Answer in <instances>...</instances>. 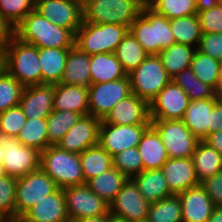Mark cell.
<instances>
[{"label":"cell","mask_w":222,"mask_h":222,"mask_svg":"<svg viewBox=\"0 0 222 222\" xmlns=\"http://www.w3.org/2000/svg\"><path fill=\"white\" fill-rule=\"evenodd\" d=\"M147 220L149 222H182V207L178 195L150 203Z\"/></svg>","instance_id":"f35d334b"},{"label":"cell","mask_w":222,"mask_h":222,"mask_svg":"<svg viewBox=\"0 0 222 222\" xmlns=\"http://www.w3.org/2000/svg\"><path fill=\"white\" fill-rule=\"evenodd\" d=\"M221 0H196L197 11L209 10L216 5H220Z\"/></svg>","instance_id":"db71d44e"},{"label":"cell","mask_w":222,"mask_h":222,"mask_svg":"<svg viewBox=\"0 0 222 222\" xmlns=\"http://www.w3.org/2000/svg\"><path fill=\"white\" fill-rule=\"evenodd\" d=\"M85 182L113 168L112 156L99 144L80 153Z\"/></svg>","instance_id":"d6a6232c"},{"label":"cell","mask_w":222,"mask_h":222,"mask_svg":"<svg viewBox=\"0 0 222 222\" xmlns=\"http://www.w3.org/2000/svg\"><path fill=\"white\" fill-rule=\"evenodd\" d=\"M5 222H23L20 218H8Z\"/></svg>","instance_id":"94428289"},{"label":"cell","mask_w":222,"mask_h":222,"mask_svg":"<svg viewBox=\"0 0 222 222\" xmlns=\"http://www.w3.org/2000/svg\"><path fill=\"white\" fill-rule=\"evenodd\" d=\"M15 37L38 48H72L75 34L57 26L35 9L14 28Z\"/></svg>","instance_id":"6da1fadb"},{"label":"cell","mask_w":222,"mask_h":222,"mask_svg":"<svg viewBox=\"0 0 222 222\" xmlns=\"http://www.w3.org/2000/svg\"><path fill=\"white\" fill-rule=\"evenodd\" d=\"M91 84L110 82L127 75L114 53L90 55Z\"/></svg>","instance_id":"f1b7e54d"},{"label":"cell","mask_w":222,"mask_h":222,"mask_svg":"<svg viewBox=\"0 0 222 222\" xmlns=\"http://www.w3.org/2000/svg\"><path fill=\"white\" fill-rule=\"evenodd\" d=\"M75 222H108V214H103L100 216H93L88 218H81Z\"/></svg>","instance_id":"11a10c76"},{"label":"cell","mask_w":222,"mask_h":222,"mask_svg":"<svg viewBox=\"0 0 222 222\" xmlns=\"http://www.w3.org/2000/svg\"><path fill=\"white\" fill-rule=\"evenodd\" d=\"M23 89L14 77L0 68V113L19 105Z\"/></svg>","instance_id":"b9f144b4"},{"label":"cell","mask_w":222,"mask_h":222,"mask_svg":"<svg viewBox=\"0 0 222 222\" xmlns=\"http://www.w3.org/2000/svg\"><path fill=\"white\" fill-rule=\"evenodd\" d=\"M2 67L23 87L42 84L38 47L15 36L2 54Z\"/></svg>","instance_id":"3957f363"},{"label":"cell","mask_w":222,"mask_h":222,"mask_svg":"<svg viewBox=\"0 0 222 222\" xmlns=\"http://www.w3.org/2000/svg\"><path fill=\"white\" fill-rule=\"evenodd\" d=\"M8 218L0 212V222H5Z\"/></svg>","instance_id":"6125c7cd"},{"label":"cell","mask_w":222,"mask_h":222,"mask_svg":"<svg viewBox=\"0 0 222 222\" xmlns=\"http://www.w3.org/2000/svg\"><path fill=\"white\" fill-rule=\"evenodd\" d=\"M191 158L200 183L222 171V154L203 141L198 142Z\"/></svg>","instance_id":"4dcf8cb0"},{"label":"cell","mask_w":222,"mask_h":222,"mask_svg":"<svg viewBox=\"0 0 222 222\" xmlns=\"http://www.w3.org/2000/svg\"><path fill=\"white\" fill-rule=\"evenodd\" d=\"M128 76L132 93L148 103L171 81L158 55H148Z\"/></svg>","instance_id":"52a82bcc"},{"label":"cell","mask_w":222,"mask_h":222,"mask_svg":"<svg viewBox=\"0 0 222 222\" xmlns=\"http://www.w3.org/2000/svg\"><path fill=\"white\" fill-rule=\"evenodd\" d=\"M151 125L160 134L168 158L192 157L199 140L182 119L151 120Z\"/></svg>","instance_id":"9c48e42d"},{"label":"cell","mask_w":222,"mask_h":222,"mask_svg":"<svg viewBox=\"0 0 222 222\" xmlns=\"http://www.w3.org/2000/svg\"><path fill=\"white\" fill-rule=\"evenodd\" d=\"M145 5L144 0H87L82 5V22L130 28Z\"/></svg>","instance_id":"277c9868"},{"label":"cell","mask_w":222,"mask_h":222,"mask_svg":"<svg viewBox=\"0 0 222 222\" xmlns=\"http://www.w3.org/2000/svg\"><path fill=\"white\" fill-rule=\"evenodd\" d=\"M54 85L38 84L24 87L19 106L27 118H47L54 110Z\"/></svg>","instance_id":"d6986e66"},{"label":"cell","mask_w":222,"mask_h":222,"mask_svg":"<svg viewBox=\"0 0 222 222\" xmlns=\"http://www.w3.org/2000/svg\"><path fill=\"white\" fill-rule=\"evenodd\" d=\"M3 155H4V151H3V149L0 146V162H3V159H4Z\"/></svg>","instance_id":"be15d7a7"},{"label":"cell","mask_w":222,"mask_h":222,"mask_svg":"<svg viewBox=\"0 0 222 222\" xmlns=\"http://www.w3.org/2000/svg\"><path fill=\"white\" fill-rule=\"evenodd\" d=\"M216 94L219 97L222 95V65L220 67L219 85L217 87Z\"/></svg>","instance_id":"6f0895ef"},{"label":"cell","mask_w":222,"mask_h":222,"mask_svg":"<svg viewBox=\"0 0 222 222\" xmlns=\"http://www.w3.org/2000/svg\"><path fill=\"white\" fill-rule=\"evenodd\" d=\"M14 26L10 24L5 18L0 14V53L3 54L7 45L11 42L12 38L15 36Z\"/></svg>","instance_id":"f907efd6"},{"label":"cell","mask_w":222,"mask_h":222,"mask_svg":"<svg viewBox=\"0 0 222 222\" xmlns=\"http://www.w3.org/2000/svg\"><path fill=\"white\" fill-rule=\"evenodd\" d=\"M36 0H0V14L16 27L24 17L35 9Z\"/></svg>","instance_id":"ee69618b"},{"label":"cell","mask_w":222,"mask_h":222,"mask_svg":"<svg viewBox=\"0 0 222 222\" xmlns=\"http://www.w3.org/2000/svg\"><path fill=\"white\" fill-rule=\"evenodd\" d=\"M222 130V99L220 98L211 110L210 133Z\"/></svg>","instance_id":"816d5d0a"},{"label":"cell","mask_w":222,"mask_h":222,"mask_svg":"<svg viewBox=\"0 0 222 222\" xmlns=\"http://www.w3.org/2000/svg\"><path fill=\"white\" fill-rule=\"evenodd\" d=\"M35 10L59 27L74 34L82 24V5L75 0H36Z\"/></svg>","instance_id":"2e32d148"},{"label":"cell","mask_w":222,"mask_h":222,"mask_svg":"<svg viewBox=\"0 0 222 222\" xmlns=\"http://www.w3.org/2000/svg\"><path fill=\"white\" fill-rule=\"evenodd\" d=\"M201 31L207 33H222V5H216L205 11H197Z\"/></svg>","instance_id":"7dc6e473"},{"label":"cell","mask_w":222,"mask_h":222,"mask_svg":"<svg viewBox=\"0 0 222 222\" xmlns=\"http://www.w3.org/2000/svg\"><path fill=\"white\" fill-rule=\"evenodd\" d=\"M131 93L128 74L115 81L91 84L88 87L89 115L103 120L121 99Z\"/></svg>","instance_id":"30bf717a"},{"label":"cell","mask_w":222,"mask_h":222,"mask_svg":"<svg viewBox=\"0 0 222 222\" xmlns=\"http://www.w3.org/2000/svg\"><path fill=\"white\" fill-rule=\"evenodd\" d=\"M89 87L91 85L90 55L76 46L69 49L61 82Z\"/></svg>","instance_id":"83f0119b"},{"label":"cell","mask_w":222,"mask_h":222,"mask_svg":"<svg viewBox=\"0 0 222 222\" xmlns=\"http://www.w3.org/2000/svg\"><path fill=\"white\" fill-rule=\"evenodd\" d=\"M40 168L60 189L86 184L80 154L65 151L57 145H50L40 153Z\"/></svg>","instance_id":"5b68a950"},{"label":"cell","mask_w":222,"mask_h":222,"mask_svg":"<svg viewBox=\"0 0 222 222\" xmlns=\"http://www.w3.org/2000/svg\"><path fill=\"white\" fill-rule=\"evenodd\" d=\"M6 171L3 165V162H0V177L6 176Z\"/></svg>","instance_id":"91938a15"},{"label":"cell","mask_w":222,"mask_h":222,"mask_svg":"<svg viewBox=\"0 0 222 222\" xmlns=\"http://www.w3.org/2000/svg\"><path fill=\"white\" fill-rule=\"evenodd\" d=\"M170 28L176 43L191 47L199 44L203 34L197 14L170 20Z\"/></svg>","instance_id":"d590c367"},{"label":"cell","mask_w":222,"mask_h":222,"mask_svg":"<svg viewBox=\"0 0 222 222\" xmlns=\"http://www.w3.org/2000/svg\"><path fill=\"white\" fill-rule=\"evenodd\" d=\"M23 222H70L63 189L34 204L21 218Z\"/></svg>","instance_id":"ffe728a7"},{"label":"cell","mask_w":222,"mask_h":222,"mask_svg":"<svg viewBox=\"0 0 222 222\" xmlns=\"http://www.w3.org/2000/svg\"><path fill=\"white\" fill-rule=\"evenodd\" d=\"M196 51L191 46L175 43L161 51L158 56L162 65L172 78L183 69L189 68Z\"/></svg>","instance_id":"1f68e13d"},{"label":"cell","mask_w":222,"mask_h":222,"mask_svg":"<svg viewBox=\"0 0 222 222\" xmlns=\"http://www.w3.org/2000/svg\"><path fill=\"white\" fill-rule=\"evenodd\" d=\"M129 31L148 55H158L176 43L170 28V20L156 13L147 4L130 25Z\"/></svg>","instance_id":"7a4b0ae2"},{"label":"cell","mask_w":222,"mask_h":222,"mask_svg":"<svg viewBox=\"0 0 222 222\" xmlns=\"http://www.w3.org/2000/svg\"><path fill=\"white\" fill-rule=\"evenodd\" d=\"M101 120L84 115L60 139L57 146L65 151L80 154L86 149L98 145Z\"/></svg>","instance_id":"e0dca14e"},{"label":"cell","mask_w":222,"mask_h":222,"mask_svg":"<svg viewBox=\"0 0 222 222\" xmlns=\"http://www.w3.org/2000/svg\"><path fill=\"white\" fill-rule=\"evenodd\" d=\"M202 141L222 154V130L209 133Z\"/></svg>","instance_id":"f5cc1de1"},{"label":"cell","mask_w":222,"mask_h":222,"mask_svg":"<svg viewBox=\"0 0 222 222\" xmlns=\"http://www.w3.org/2000/svg\"><path fill=\"white\" fill-rule=\"evenodd\" d=\"M143 162V170L161 169L169 159L160 134L150 125L137 146Z\"/></svg>","instance_id":"d4e9b609"},{"label":"cell","mask_w":222,"mask_h":222,"mask_svg":"<svg viewBox=\"0 0 222 222\" xmlns=\"http://www.w3.org/2000/svg\"><path fill=\"white\" fill-rule=\"evenodd\" d=\"M219 96L210 99H198L190 101L185 111L183 122L192 134L202 141L209 133L211 126V110Z\"/></svg>","instance_id":"cb8c5ba5"},{"label":"cell","mask_w":222,"mask_h":222,"mask_svg":"<svg viewBox=\"0 0 222 222\" xmlns=\"http://www.w3.org/2000/svg\"><path fill=\"white\" fill-rule=\"evenodd\" d=\"M201 185L215 206H222V171L206 178Z\"/></svg>","instance_id":"681fc988"},{"label":"cell","mask_w":222,"mask_h":222,"mask_svg":"<svg viewBox=\"0 0 222 222\" xmlns=\"http://www.w3.org/2000/svg\"><path fill=\"white\" fill-rule=\"evenodd\" d=\"M221 65V62L196 49L190 68L197 79L217 90Z\"/></svg>","instance_id":"74e56055"},{"label":"cell","mask_w":222,"mask_h":222,"mask_svg":"<svg viewBox=\"0 0 222 222\" xmlns=\"http://www.w3.org/2000/svg\"><path fill=\"white\" fill-rule=\"evenodd\" d=\"M69 49L71 48H38L42 84L55 85L61 82Z\"/></svg>","instance_id":"4316f807"},{"label":"cell","mask_w":222,"mask_h":222,"mask_svg":"<svg viewBox=\"0 0 222 222\" xmlns=\"http://www.w3.org/2000/svg\"><path fill=\"white\" fill-rule=\"evenodd\" d=\"M171 80L185 91L190 101L210 99L217 96L216 90L197 79L190 67L183 69L172 77Z\"/></svg>","instance_id":"8d00e7d4"},{"label":"cell","mask_w":222,"mask_h":222,"mask_svg":"<svg viewBox=\"0 0 222 222\" xmlns=\"http://www.w3.org/2000/svg\"><path fill=\"white\" fill-rule=\"evenodd\" d=\"M147 5L169 20L197 14L196 0H151Z\"/></svg>","instance_id":"60d3db41"},{"label":"cell","mask_w":222,"mask_h":222,"mask_svg":"<svg viewBox=\"0 0 222 222\" xmlns=\"http://www.w3.org/2000/svg\"><path fill=\"white\" fill-rule=\"evenodd\" d=\"M151 124L115 125L100 123L98 144L111 156L137 147L143 133Z\"/></svg>","instance_id":"4fadbf2b"},{"label":"cell","mask_w":222,"mask_h":222,"mask_svg":"<svg viewBox=\"0 0 222 222\" xmlns=\"http://www.w3.org/2000/svg\"><path fill=\"white\" fill-rule=\"evenodd\" d=\"M128 31L124 25L82 22L75 33V46L88 55L114 53Z\"/></svg>","instance_id":"8992f818"},{"label":"cell","mask_w":222,"mask_h":222,"mask_svg":"<svg viewBox=\"0 0 222 222\" xmlns=\"http://www.w3.org/2000/svg\"><path fill=\"white\" fill-rule=\"evenodd\" d=\"M145 4H148L151 0H144Z\"/></svg>","instance_id":"003e7915"},{"label":"cell","mask_w":222,"mask_h":222,"mask_svg":"<svg viewBox=\"0 0 222 222\" xmlns=\"http://www.w3.org/2000/svg\"><path fill=\"white\" fill-rule=\"evenodd\" d=\"M196 49L222 63V33L202 34Z\"/></svg>","instance_id":"c3c4849f"},{"label":"cell","mask_w":222,"mask_h":222,"mask_svg":"<svg viewBox=\"0 0 222 222\" xmlns=\"http://www.w3.org/2000/svg\"><path fill=\"white\" fill-rule=\"evenodd\" d=\"M70 222L81 218L109 214V204L90 190L87 184L63 189Z\"/></svg>","instance_id":"7c38bea8"},{"label":"cell","mask_w":222,"mask_h":222,"mask_svg":"<svg viewBox=\"0 0 222 222\" xmlns=\"http://www.w3.org/2000/svg\"><path fill=\"white\" fill-rule=\"evenodd\" d=\"M56 183L40 167L16 181L15 218H21L34 204L54 193Z\"/></svg>","instance_id":"ba28073f"},{"label":"cell","mask_w":222,"mask_h":222,"mask_svg":"<svg viewBox=\"0 0 222 222\" xmlns=\"http://www.w3.org/2000/svg\"><path fill=\"white\" fill-rule=\"evenodd\" d=\"M101 123L115 125L151 124L149 103L131 93L121 99L107 116L101 120Z\"/></svg>","instance_id":"ac0fdd59"},{"label":"cell","mask_w":222,"mask_h":222,"mask_svg":"<svg viewBox=\"0 0 222 222\" xmlns=\"http://www.w3.org/2000/svg\"><path fill=\"white\" fill-rule=\"evenodd\" d=\"M207 222H222V206H215L213 213Z\"/></svg>","instance_id":"9f6ffc18"},{"label":"cell","mask_w":222,"mask_h":222,"mask_svg":"<svg viewBox=\"0 0 222 222\" xmlns=\"http://www.w3.org/2000/svg\"><path fill=\"white\" fill-rule=\"evenodd\" d=\"M182 207V222H207L214 210V203L199 184L178 194Z\"/></svg>","instance_id":"44dd1931"},{"label":"cell","mask_w":222,"mask_h":222,"mask_svg":"<svg viewBox=\"0 0 222 222\" xmlns=\"http://www.w3.org/2000/svg\"><path fill=\"white\" fill-rule=\"evenodd\" d=\"M16 181L8 175L0 177V212L7 218H15Z\"/></svg>","instance_id":"bcb514c9"},{"label":"cell","mask_w":222,"mask_h":222,"mask_svg":"<svg viewBox=\"0 0 222 222\" xmlns=\"http://www.w3.org/2000/svg\"><path fill=\"white\" fill-rule=\"evenodd\" d=\"M134 222H149V221L146 218V219H142V220H138V221H134Z\"/></svg>","instance_id":"03108f58"},{"label":"cell","mask_w":222,"mask_h":222,"mask_svg":"<svg viewBox=\"0 0 222 222\" xmlns=\"http://www.w3.org/2000/svg\"><path fill=\"white\" fill-rule=\"evenodd\" d=\"M149 205L150 203L139 192L134 181L128 179L109 204V213L128 222H134L147 218Z\"/></svg>","instance_id":"9a60e30c"},{"label":"cell","mask_w":222,"mask_h":222,"mask_svg":"<svg viewBox=\"0 0 222 222\" xmlns=\"http://www.w3.org/2000/svg\"><path fill=\"white\" fill-rule=\"evenodd\" d=\"M0 146L4 151L3 165L11 177H23L40 167V152L19 142L16 137L0 135Z\"/></svg>","instance_id":"8fae6325"},{"label":"cell","mask_w":222,"mask_h":222,"mask_svg":"<svg viewBox=\"0 0 222 222\" xmlns=\"http://www.w3.org/2000/svg\"><path fill=\"white\" fill-rule=\"evenodd\" d=\"M128 178L116 168L92 177L86 182L92 192L110 204L121 191Z\"/></svg>","instance_id":"f546056e"},{"label":"cell","mask_w":222,"mask_h":222,"mask_svg":"<svg viewBox=\"0 0 222 222\" xmlns=\"http://www.w3.org/2000/svg\"><path fill=\"white\" fill-rule=\"evenodd\" d=\"M168 187L174 195L201 184L196 176L193 160L189 158H169L161 167Z\"/></svg>","instance_id":"7402d4cb"},{"label":"cell","mask_w":222,"mask_h":222,"mask_svg":"<svg viewBox=\"0 0 222 222\" xmlns=\"http://www.w3.org/2000/svg\"><path fill=\"white\" fill-rule=\"evenodd\" d=\"M113 167L128 179L143 171V162L138 148H129L112 156Z\"/></svg>","instance_id":"7bdbcfd3"},{"label":"cell","mask_w":222,"mask_h":222,"mask_svg":"<svg viewBox=\"0 0 222 222\" xmlns=\"http://www.w3.org/2000/svg\"><path fill=\"white\" fill-rule=\"evenodd\" d=\"M0 63H2V54L0 53Z\"/></svg>","instance_id":"a7ac6f4b"},{"label":"cell","mask_w":222,"mask_h":222,"mask_svg":"<svg viewBox=\"0 0 222 222\" xmlns=\"http://www.w3.org/2000/svg\"><path fill=\"white\" fill-rule=\"evenodd\" d=\"M82 115L68 110H53L46 118L47 135L50 145H57L60 139L77 123Z\"/></svg>","instance_id":"ab89813d"},{"label":"cell","mask_w":222,"mask_h":222,"mask_svg":"<svg viewBox=\"0 0 222 222\" xmlns=\"http://www.w3.org/2000/svg\"><path fill=\"white\" fill-rule=\"evenodd\" d=\"M88 87L58 83L54 85V110L89 114Z\"/></svg>","instance_id":"603a6c76"},{"label":"cell","mask_w":222,"mask_h":222,"mask_svg":"<svg viewBox=\"0 0 222 222\" xmlns=\"http://www.w3.org/2000/svg\"><path fill=\"white\" fill-rule=\"evenodd\" d=\"M108 222H128L124 220L123 218L108 214Z\"/></svg>","instance_id":"680465c9"},{"label":"cell","mask_w":222,"mask_h":222,"mask_svg":"<svg viewBox=\"0 0 222 222\" xmlns=\"http://www.w3.org/2000/svg\"><path fill=\"white\" fill-rule=\"evenodd\" d=\"M26 120L19 105L0 113V135L17 137Z\"/></svg>","instance_id":"f6af8a7d"},{"label":"cell","mask_w":222,"mask_h":222,"mask_svg":"<svg viewBox=\"0 0 222 222\" xmlns=\"http://www.w3.org/2000/svg\"><path fill=\"white\" fill-rule=\"evenodd\" d=\"M114 54L121 62L122 68L127 74L137 68L148 56L130 31H128L123 40L118 44Z\"/></svg>","instance_id":"836d02e7"},{"label":"cell","mask_w":222,"mask_h":222,"mask_svg":"<svg viewBox=\"0 0 222 222\" xmlns=\"http://www.w3.org/2000/svg\"><path fill=\"white\" fill-rule=\"evenodd\" d=\"M139 192L149 202H157L174 195L161 169L143 170L132 178Z\"/></svg>","instance_id":"484cf974"},{"label":"cell","mask_w":222,"mask_h":222,"mask_svg":"<svg viewBox=\"0 0 222 222\" xmlns=\"http://www.w3.org/2000/svg\"><path fill=\"white\" fill-rule=\"evenodd\" d=\"M77 2H79L81 5H83L87 0H75Z\"/></svg>","instance_id":"e7e4bbea"},{"label":"cell","mask_w":222,"mask_h":222,"mask_svg":"<svg viewBox=\"0 0 222 222\" xmlns=\"http://www.w3.org/2000/svg\"><path fill=\"white\" fill-rule=\"evenodd\" d=\"M190 103L185 91L172 80L149 103L150 120L183 119Z\"/></svg>","instance_id":"5bb4252c"},{"label":"cell","mask_w":222,"mask_h":222,"mask_svg":"<svg viewBox=\"0 0 222 222\" xmlns=\"http://www.w3.org/2000/svg\"><path fill=\"white\" fill-rule=\"evenodd\" d=\"M16 139L27 147L43 152L49 146L46 118H27Z\"/></svg>","instance_id":"e575fe53"}]
</instances>
